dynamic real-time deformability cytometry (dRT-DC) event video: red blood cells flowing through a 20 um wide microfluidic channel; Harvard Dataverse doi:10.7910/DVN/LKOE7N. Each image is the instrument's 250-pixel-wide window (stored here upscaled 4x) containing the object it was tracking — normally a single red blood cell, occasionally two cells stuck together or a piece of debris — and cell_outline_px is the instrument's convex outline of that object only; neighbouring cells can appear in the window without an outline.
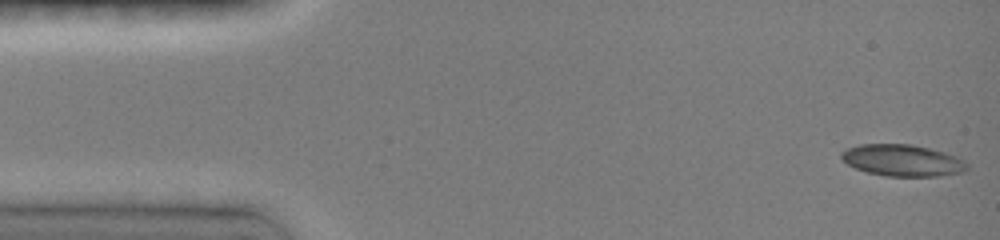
{"species": "common noctule bat (a hibernating species)", "species_latin": "Nyctalus noctula", "temperature_condition": "room temperature", "stored_images_in_passage": 53, "camera_frame_rate_fps": 3000, "um_per_image_px": 0.085, "animal": {"sex": "female", "body_mass_g": 19.0, "forearm_length_mm": 51.5}, "frame": {"image": 1, "passage_image": 1, "time_ms": 0.0, "image_size_px": [1000, 240], "cell_outline_px": [[968, 168], [964, 172], [940, 176], [884, 176], [868, 172], [856, 168], [848, 164], [840, 156], [840, 152], [848, 148], [860, 144], [908, 144], [928, 148], [944, 152], [964, 160], [968, 164]], "centroid_in_image_um": [76.72, 13.64], "position_along_channel_um": 8.3, "area_um2": 23.06}}
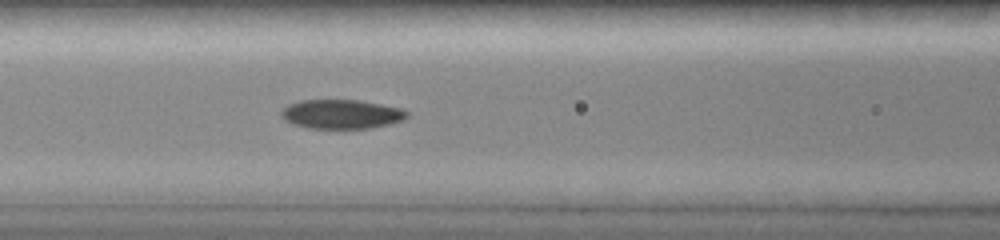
{"frame": {"image": 2, "passage_image": 31, "time_ms": 6.0, "image_size_px": [1000, 240], "cell_outline_px": [[408, 116], [404, 120], [388, 124], [368, 128], [308, 128], [292, 124], [284, 120], [280, 116], [280, 112], [288, 104], [300, 100], [356, 100], [380, 104], [400, 108], [408, 112]], "centroid_in_image_um": [28.98, 9.7], "position_along_channel_um": 137.6, "area_um2": 21.33}}
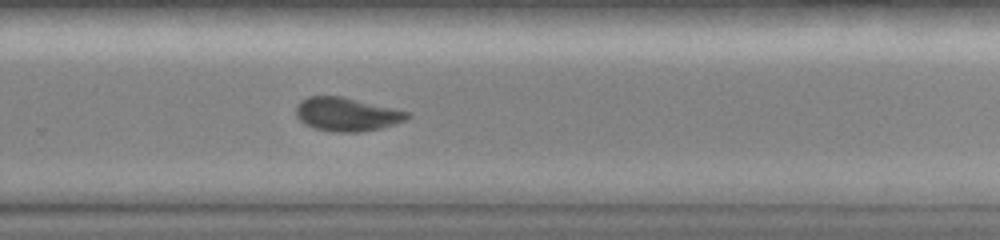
{"frame": {"image": 3, "passage_image": 52, "time_ms": 10.0, "image_size_px": [1000, 240], "cell_outline_px": [[412, 116], [396, 124], [364, 132], [332, 132], [316, 128], [304, 124], [296, 116], [296, 104], [300, 100], [308, 96], [344, 96], [408, 112]], "centroid_in_image_um": [29.45, 9.71], "position_along_channel_um": 300.4, "area_um2": 21.91}}